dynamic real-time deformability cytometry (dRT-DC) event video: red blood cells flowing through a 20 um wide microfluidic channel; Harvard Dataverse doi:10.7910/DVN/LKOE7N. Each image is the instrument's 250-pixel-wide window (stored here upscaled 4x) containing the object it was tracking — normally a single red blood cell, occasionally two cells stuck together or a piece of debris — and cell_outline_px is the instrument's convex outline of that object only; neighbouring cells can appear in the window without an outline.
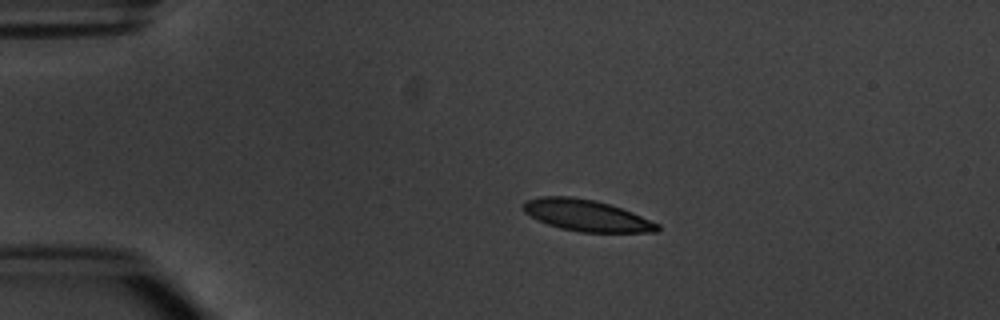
{"species": "common noctule bat (a hibernating species)", "species_latin": "Nyctalus noctula", "temperature_condition": "warm", "stored_images_in_passage": 2, "camera_frame_rate_fps": 3000, "um_per_image_px": 0.085, "animal": {"sex": "male", "body_mass_g": 20.1, "forearm_length_mm": 53.5}, "frame": {"image": 1, "passage_image": 1, "time_ms": 0.0, "image_size_px": [1000, 320], "cell_outline_px": [[660, 228], [656, 232], [580, 232], [560, 228], [548, 224], [524, 212], [520, 208], [528, 200], [540, 196], [568, 196], [596, 200], [632, 212], [660, 224]], "centroid_in_image_um": [49.86, 18.31], "position_along_channel_um": 35.1, "area_um2": 24.39}}